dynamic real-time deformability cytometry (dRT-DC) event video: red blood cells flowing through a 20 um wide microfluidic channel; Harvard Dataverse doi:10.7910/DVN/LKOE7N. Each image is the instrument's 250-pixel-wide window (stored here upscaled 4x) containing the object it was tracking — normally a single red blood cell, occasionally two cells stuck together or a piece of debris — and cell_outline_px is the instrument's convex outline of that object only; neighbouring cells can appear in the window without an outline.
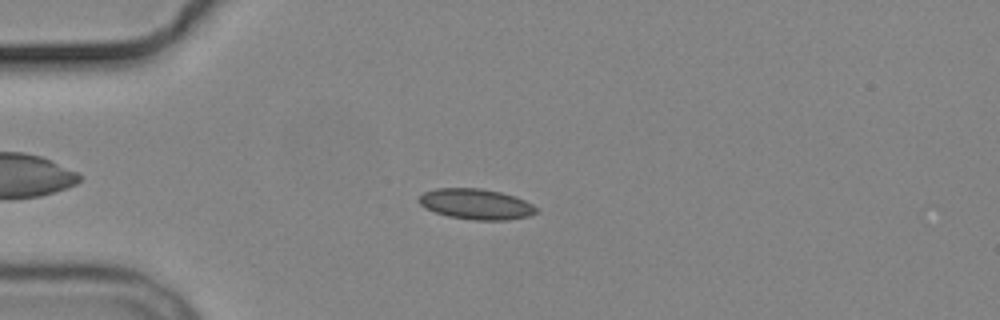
{"species": "common noctule bat (a hibernating species)", "species_latin": "Nyctalus noctula", "temperature_condition": "cold", "stored_images_in_passage": 8, "camera_frame_rate_fps": 3000, "um_per_image_px": 0.085, "animal": {"sex": "male", "body_mass_g": 19.2, "forearm_length_mm": 51.8}, "frame": {"image": 1, "passage_image": 5, "time_ms": 4.667, "image_size_px": [1000, 320], "cell_outline_px": [[540, 212], [528, 216], [508, 220], [476, 220], [448, 216], [436, 212], [420, 204], [420, 196], [424, 192], [436, 188], [480, 188], [500, 192], [516, 196], [532, 204]], "centroid_in_image_um": [40.51, 17.34], "position_along_channel_um": 44.5, "area_um2": 20.75}}
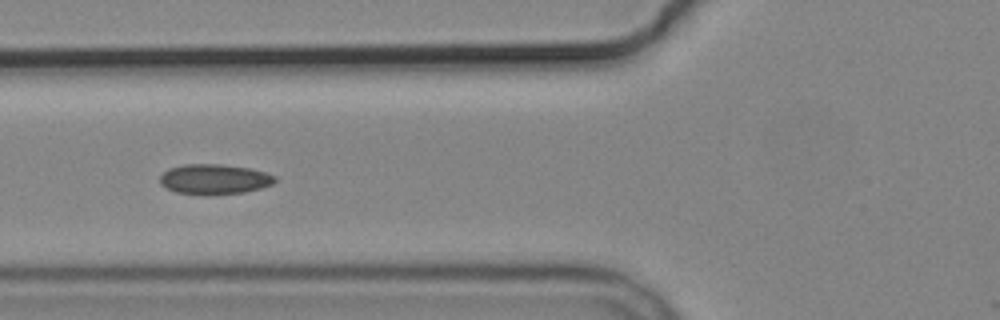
{"frame": {"image": 2, "passage_image": 7, "time_ms": 7.0, "image_size_px": [1000, 320], "cell_outline_px": [[276, 180], [272, 184], [260, 188], [244, 192], [212, 196], [204, 196], [176, 192], [160, 184], [160, 176], [168, 168], [184, 164], [220, 164], [248, 168], [264, 172], [276, 176]], "centroid_in_image_um": [18.19, 15.25], "position_along_channel_um": 107.6, "area_um2": 20.4}}
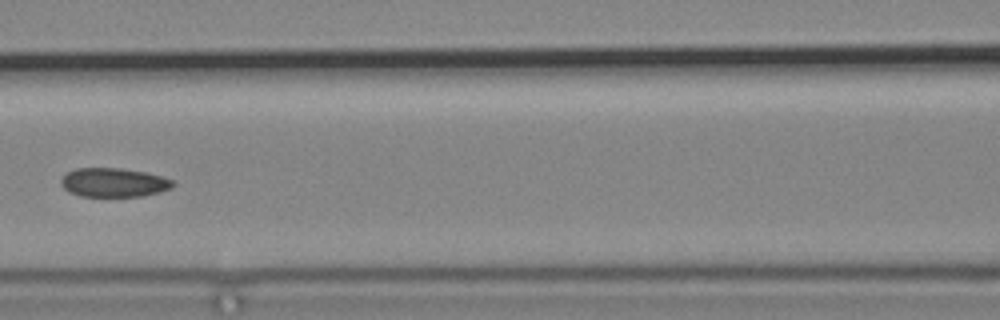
{"frame": {"image": 3, "passage_image": 8, "time_ms": 8.333, "image_size_px": [1000, 320], "cell_outline_px": [[176, 184], [172, 188], [160, 192], [144, 196], [80, 196], [68, 192], [60, 184], [60, 180], [68, 172], [76, 168], [120, 168], [144, 172], [160, 176], [172, 180]], "centroid_in_image_um": [9.67, 15.52], "position_along_channel_um": 156.9, "area_um2": 18.9}}